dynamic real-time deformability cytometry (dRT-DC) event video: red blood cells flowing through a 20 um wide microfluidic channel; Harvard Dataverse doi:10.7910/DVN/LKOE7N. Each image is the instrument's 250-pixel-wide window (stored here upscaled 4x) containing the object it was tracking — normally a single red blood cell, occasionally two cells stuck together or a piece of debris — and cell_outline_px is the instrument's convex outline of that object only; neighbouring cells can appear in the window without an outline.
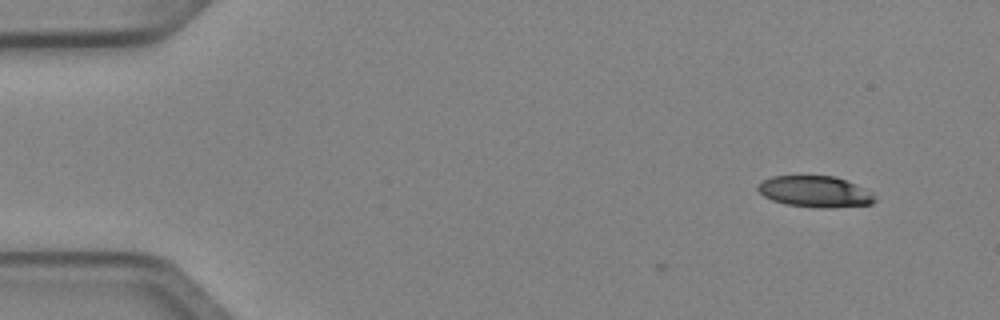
{"species": "Egyptian fruit bat (a non-hibernating species)", "species_latin": "Rousettus aegyptiacus", "temperature_condition": "cold", "stored_images_in_passage": 2, "camera_frame_rate_fps": 3000, "um_per_image_px": 0.085, "animal": {"sex": "female"}, "frame": {"image": 1, "passage_image": 2, "time_ms": 0.333, "image_size_px": [1000, 320], "cell_outline_px": [[876, 200], [872, 204], [832, 208], [824, 208], [784, 204], [772, 200], [764, 196], [756, 188], [756, 184], [760, 180], [772, 176], [836, 176], [856, 184], [872, 192]], "centroid_in_image_um": [69.26, 16.28], "position_along_channel_um": 15.7, "area_um2": 21.5}}